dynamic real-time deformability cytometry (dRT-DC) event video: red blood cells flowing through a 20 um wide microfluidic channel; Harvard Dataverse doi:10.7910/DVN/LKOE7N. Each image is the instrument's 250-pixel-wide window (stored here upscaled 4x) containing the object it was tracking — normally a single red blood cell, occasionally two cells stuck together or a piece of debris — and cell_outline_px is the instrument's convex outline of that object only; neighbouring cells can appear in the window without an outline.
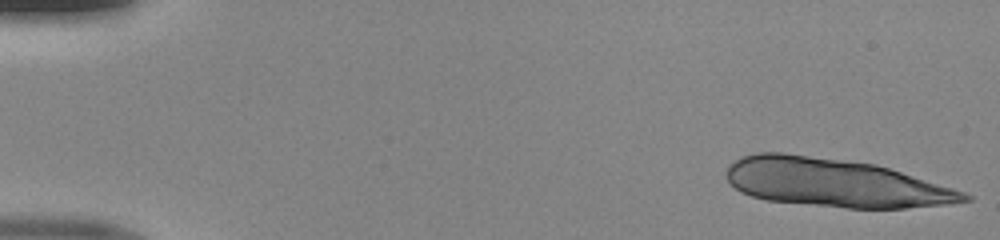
{"species": "human", "species_latin": "Homo sapiens", "temperature_condition": "room temperature", "stored_images_in_passage": 14, "camera_frame_rate_fps": 3000, "um_per_image_px": 0.085, "donor": {"sex": "male"}, "frame": {"image": 1, "passage_image": 1, "time_ms": 0.0, "image_size_px": [1000, 240], "cell_outline_px": [[972, 200], [944, 204], [904, 208], [848, 208], [768, 200], [752, 196], [740, 192], [724, 176], [724, 172], [728, 164], [744, 156], [756, 152], [784, 152], [876, 164], [952, 188], [964, 192], [972, 196]], "centroid_in_image_um": [70.9, 15.52], "position_along_channel_um": 14.1, "area_um2": 66.64}}